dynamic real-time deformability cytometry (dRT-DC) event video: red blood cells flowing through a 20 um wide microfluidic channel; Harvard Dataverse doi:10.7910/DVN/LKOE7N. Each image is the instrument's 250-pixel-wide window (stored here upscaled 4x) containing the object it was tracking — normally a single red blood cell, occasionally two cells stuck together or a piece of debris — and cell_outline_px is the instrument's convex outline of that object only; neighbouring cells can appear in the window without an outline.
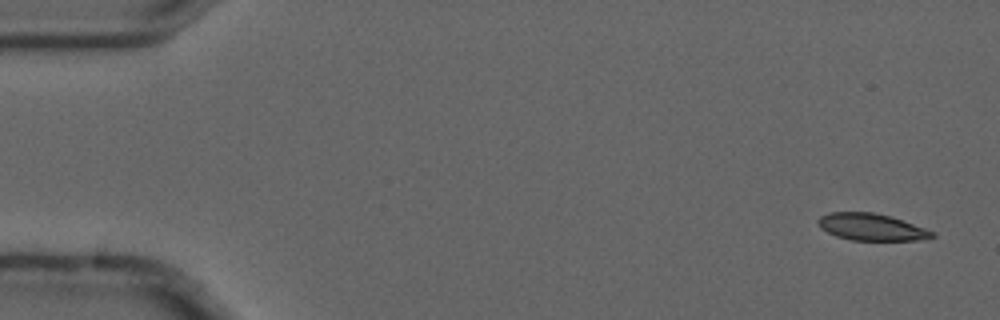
{"species": "common noctule bat (a hibernating species)", "species_latin": "Nyctalus noctula", "temperature_condition": "cold", "stored_images_in_passage": 2, "camera_frame_rate_fps": 3000, "um_per_image_px": 0.085, "animal": {"sex": "male", "forearm_length_mm": 52.5}, "frame": {"image": 1, "passage_image": 2, "time_ms": 0.333, "image_size_px": [1000, 320], "cell_outline_px": [[936, 236], [916, 240], [852, 240], [836, 236], [820, 228], [816, 220], [820, 216], [828, 212], [872, 212], [892, 216], [936, 232]], "centroid_in_image_um": [74.06, 19.29], "position_along_channel_um": 10.9, "area_um2": 17.98}}